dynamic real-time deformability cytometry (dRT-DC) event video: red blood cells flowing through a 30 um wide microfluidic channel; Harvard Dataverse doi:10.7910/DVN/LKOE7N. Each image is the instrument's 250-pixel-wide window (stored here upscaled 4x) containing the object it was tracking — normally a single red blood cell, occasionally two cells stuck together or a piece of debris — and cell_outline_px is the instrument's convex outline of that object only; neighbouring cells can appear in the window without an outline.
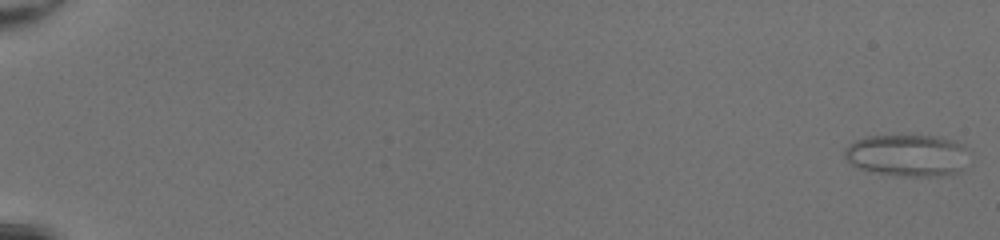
{"species": "common noctule bat (a hibernating species)", "species_latin": "Nyctalus noctula", "temperature_condition": "room temperature", "stored_images_in_passage": 51, "camera_frame_rate_fps": 3000, "um_per_image_px": 0.085, "animal": {"sex": "female", "body_mass_g": 20.0, "forearm_length_mm": 54.0}, "frame": {"image": 1, "passage_image": 1, "time_ms": 0.0, "image_size_px": [1000, 240], "cell_outline_px": [[972, 164], [960, 172], [940, 176], [900, 176], [872, 172], [860, 168], [852, 164], [844, 156], [844, 148], [848, 144], [864, 136], [936, 136], [952, 140], [964, 144], [972, 152]], "centroid_in_image_um": [77.26, 13.21], "position_along_channel_um": 7.7, "area_um2": 31.39}}
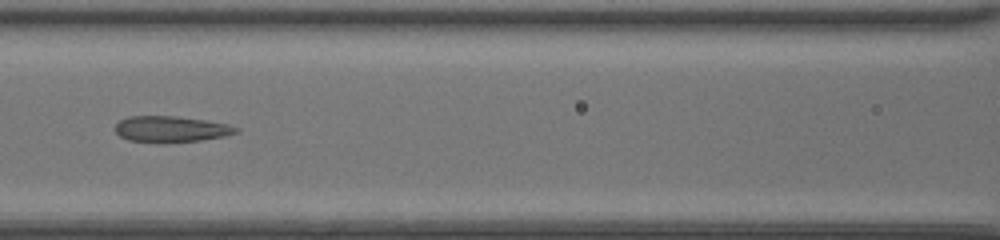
{"frame": {"image": 2, "passage_image": 26, "time_ms": 8.333, "image_size_px": [1000, 240], "cell_outline_px": [[240, 132], [224, 136], [200, 140], [164, 144], [128, 140], [120, 136], [116, 132], [116, 124], [120, 120], [128, 116], [176, 116], [204, 120], [228, 124], [240, 128]], "centroid_in_image_um": [14.54, 10.99], "position_along_channel_um": 152.1, "area_um2": 18.61}}
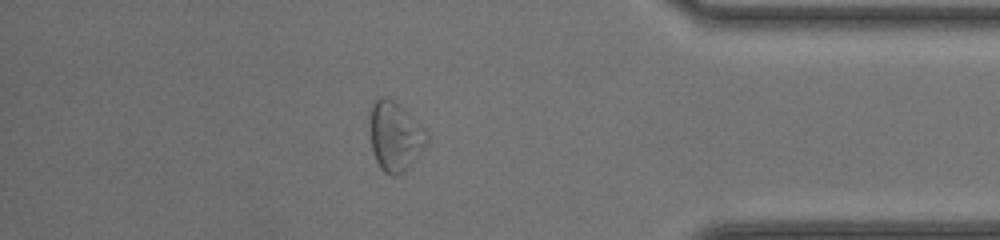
{"frame": {"image": 3, "passage_image": 45, "time_ms": 14.667, "image_size_px": [1000, 240], "cell_outline_px": [[428, 144], [408, 168], [404, 172], [396, 176], [392, 176], [384, 172], [380, 168], [372, 152], [368, 120], [368, 112], [376, 96], [384, 96], [392, 100], [420, 124], [428, 132]], "centroid_in_image_um": [33.54, 11.59], "position_along_channel_um": 401.7, "area_um2": 23.47}, "authors_computed_cell_mechanics": {"area_um2": 22.7732, "velocity_mm_per_s": 4.2967, "shape_relaxation_time_tau1_ms": null, "shape_relaxation_time_tau2_ms": 2.2173, "deformation_change_tau1": null, "deformation_change_tau2": 0.0895}}